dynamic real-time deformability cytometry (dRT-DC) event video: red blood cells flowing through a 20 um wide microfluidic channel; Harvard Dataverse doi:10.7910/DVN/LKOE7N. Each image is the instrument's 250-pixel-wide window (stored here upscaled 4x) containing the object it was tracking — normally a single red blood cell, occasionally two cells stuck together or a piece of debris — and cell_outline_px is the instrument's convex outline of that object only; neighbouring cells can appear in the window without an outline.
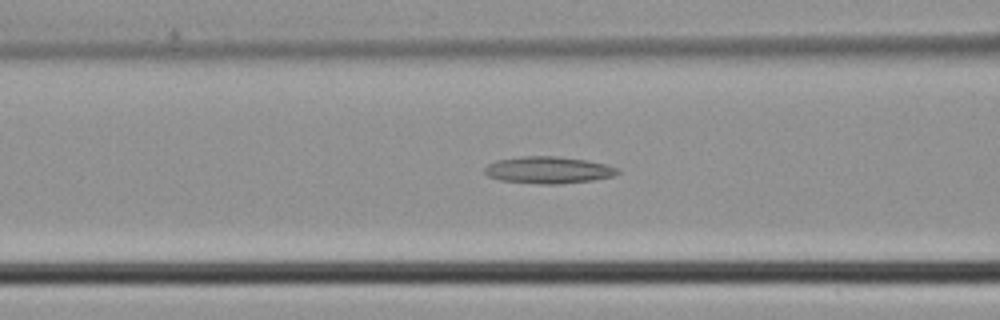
{"species": "common noctule bat (a hibernating species)", "species_latin": "Nyctalus noctula", "temperature_condition": "cold", "stored_images_in_passage": 30, "camera_frame_rate_fps": 3000, "um_per_image_px": 0.085, "animal": {"sex": "male", "body_mass_g": 21.5, "forearm_length_mm": 52.0}, "frame": {"image": 1, "passage_image": 4, "time_ms": 1.0, "image_size_px": [1000, 320], "cell_outline_px": [[620, 172], [612, 176], [592, 180], [560, 184], [540, 184], [500, 180], [488, 176], [484, 172], [484, 168], [488, 164], [496, 160], [520, 156], [556, 156], [588, 160], [604, 164], [616, 168]], "centroid_in_image_um": [46.57, 14.44], "position_along_channel_um": 120.0, "area_um2": 20.81}}
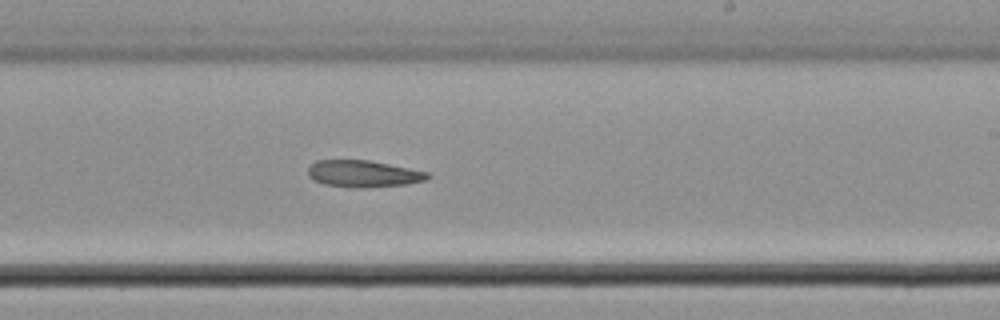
{"frame": {"image": 2, "passage_image": 13, "time_ms": 4.0, "image_size_px": [1000, 320], "cell_outline_px": [[432, 176], [424, 180], [408, 184], [324, 184], [312, 180], [308, 176], [308, 168], [316, 160], [368, 160], [428, 172]], "centroid_in_image_um": [30.86, 14.7], "position_along_channel_um": 258.1, "area_um2": 17.34}}
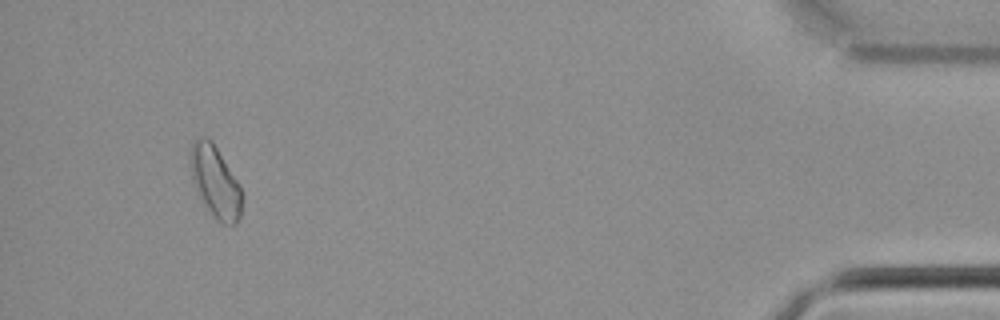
{"frame": {"image": 3, "passage_image": 28, "time_ms": 9.0, "image_size_px": [1000, 320], "cell_outline_px": [[244, 196], [240, 216], [236, 224], [224, 224], [208, 208], [196, 188], [192, 180], [188, 164], [188, 152], [192, 140], [200, 136], [208, 136], [212, 140], [236, 180]], "centroid_in_image_um": [18.26, 15.35], "position_along_channel_um": 416.9, "area_um2": 21.5}}